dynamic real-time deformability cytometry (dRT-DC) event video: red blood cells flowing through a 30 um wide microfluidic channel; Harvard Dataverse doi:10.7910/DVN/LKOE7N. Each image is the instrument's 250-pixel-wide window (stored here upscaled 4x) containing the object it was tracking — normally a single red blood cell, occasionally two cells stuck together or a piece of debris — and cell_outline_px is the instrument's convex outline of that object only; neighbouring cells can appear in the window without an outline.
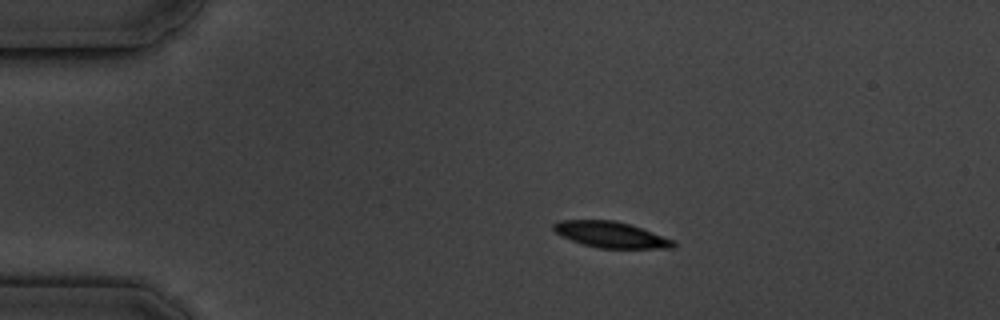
{"species": "common noctule bat (a hibernating species)", "species_latin": "Nyctalus noctula", "temperature_condition": "cold", "stored_images_in_passage": 4, "camera_frame_rate_fps": 3000, "um_per_image_px": 0.085, "animal": {"sex": "male", "body_mass_g": 19.5, "forearm_length_mm": 54.6}, "frame": {"image": 1, "passage_image": 2, "time_ms": 2.0, "image_size_px": [1000, 320], "cell_outline_px": [[676, 244], [672, 248], [600, 248], [584, 244], [560, 236], [552, 228], [552, 224], [560, 220], [616, 220], [676, 240]], "centroid_in_image_um": [51.92, 19.94], "position_along_channel_um": 33.1, "area_um2": 18.03}}